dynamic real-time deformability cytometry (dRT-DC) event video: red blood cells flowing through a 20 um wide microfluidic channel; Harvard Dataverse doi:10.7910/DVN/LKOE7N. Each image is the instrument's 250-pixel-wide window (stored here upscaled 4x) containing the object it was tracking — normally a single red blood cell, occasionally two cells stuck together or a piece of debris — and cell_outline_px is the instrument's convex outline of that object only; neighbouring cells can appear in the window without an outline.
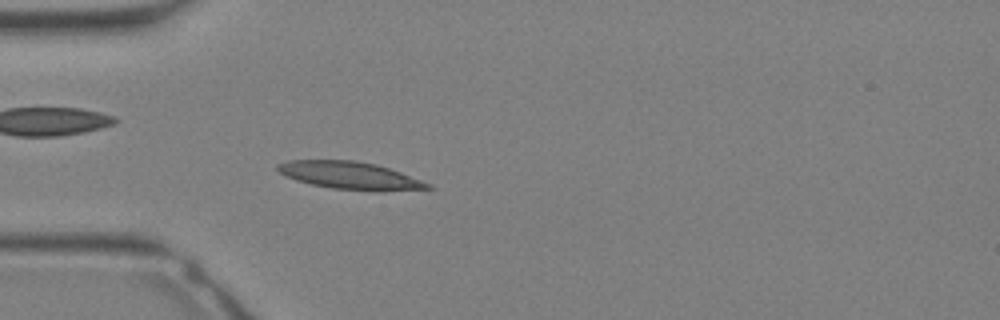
{"species": "Egyptian fruit bat (a non-hibernating species)", "species_latin": "Rousettus aegyptiacus", "temperature_condition": "warm", "stored_images_in_passage": 32, "camera_frame_rate_fps": 3000, "um_per_image_px": 0.085, "animal": {"sex": "female"}, "frame": {"image": 1, "passage_image": 9, "time_ms": 2.667, "image_size_px": [1000, 320], "cell_outline_px": [[436, 188], [376, 192], [332, 188], [312, 184], [296, 180], [280, 172], [276, 168], [276, 164], [288, 160], [356, 160], [376, 164], [400, 172], [432, 184]], "centroid_in_image_um": [29.8, 14.92], "position_along_channel_um": 55.2, "area_um2": 24.22}}
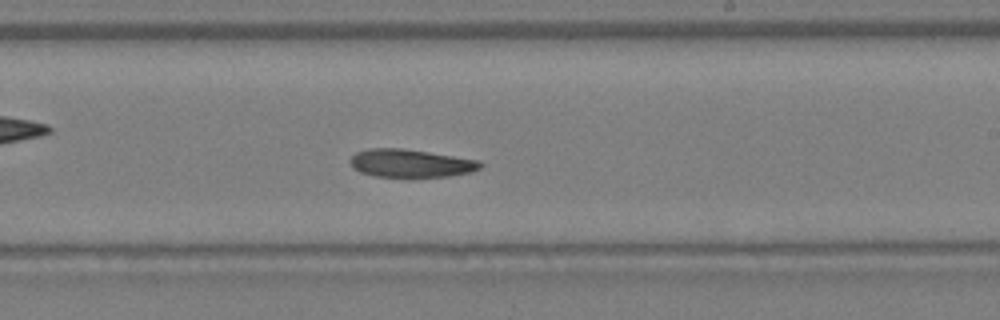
{"frame": {"image": 2, "passage_image": 19, "time_ms": 6.0, "image_size_px": [1000, 320], "cell_outline_px": [[484, 164], [480, 168], [472, 172], [448, 176], [408, 180], [376, 176], [360, 172], [352, 168], [348, 160], [356, 152], [368, 148], [404, 148], [480, 160]], "centroid_in_image_um": [34.9, 13.92], "position_along_channel_um": 254.1, "area_um2": 22.31}}
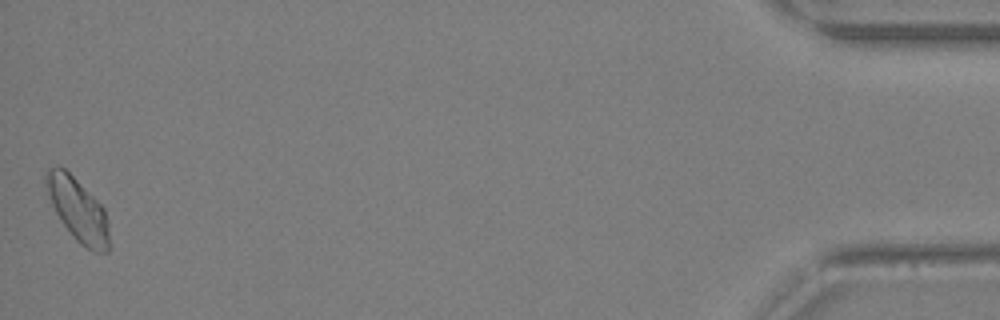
{"frame": {"image": 3, "passage_image": 32, "time_ms": 10.333, "image_size_px": [1000, 320], "cell_outline_px": [[108, 252], [92, 252], [80, 244], [76, 240], [60, 220], [52, 204], [44, 184], [44, 176], [48, 168], [56, 164], [64, 168], [104, 208], [108, 224]], "centroid_in_image_um": [6.59, 17.82], "position_along_channel_um": 428.6, "area_um2": 22.95}}